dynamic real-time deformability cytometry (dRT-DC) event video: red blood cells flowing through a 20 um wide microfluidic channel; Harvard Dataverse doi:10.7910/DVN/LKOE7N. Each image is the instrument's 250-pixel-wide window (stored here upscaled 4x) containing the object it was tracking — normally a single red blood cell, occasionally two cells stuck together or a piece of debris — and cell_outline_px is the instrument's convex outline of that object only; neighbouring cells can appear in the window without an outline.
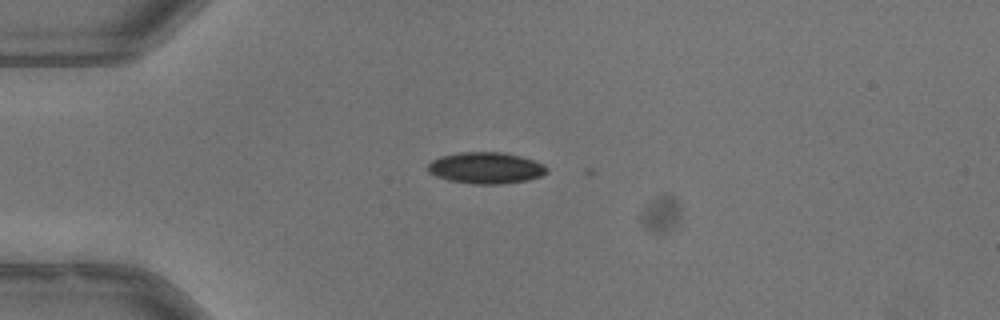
{"species": "common noctule bat (a hibernating species)", "species_latin": "Nyctalus noctula", "temperature_condition": "warm", "stored_images_in_passage": 4, "camera_frame_rate_fps": 3000, "um_per_image_px": 0.085, "animal": {"sex": "male", "body_mass_g": 13.3}, "frame": {"image": 1, "passage_image": 1, "time_ms": 0.0, "image_size_px": [1000, 320], "cell_outline_px": [[548, 172], [540, 176], [528, 180], [500, 184], [472, 184], [448, 180], [436, 176], [428, 172], [428, 164], [432, 160], [440, 156], [460, 152], [504, 152], [520, 156], [544, 164], [548, 168]], "centroid_in_image_um": [41.29, 14.27], "position_along_channel_um": 43.7, "area_um2": 21.85}}